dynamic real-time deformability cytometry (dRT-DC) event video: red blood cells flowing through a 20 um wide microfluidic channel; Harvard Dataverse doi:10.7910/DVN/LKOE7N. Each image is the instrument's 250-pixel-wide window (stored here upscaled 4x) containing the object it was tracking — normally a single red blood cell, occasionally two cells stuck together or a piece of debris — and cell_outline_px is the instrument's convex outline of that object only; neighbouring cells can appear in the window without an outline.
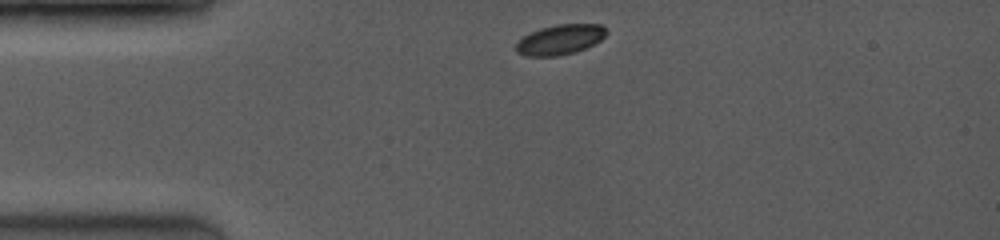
{"species": "common noctule bat (a hibernating species)", "species_latin": "Nyctalus noctula", "temperature_condition": "room temperature", "stored_images_in_passage": 19, "camera_frame_rate_fps": 3500, "um_per_image_px": 0.085, "animal": {"sex": "female", "body_mass_g": 19.0, "forearm_length_mm": 53.3}, "frame": {"image": 1, "passage_image": 1, "time_ms": 0.0, "image_size_px": [1000, 240], "cell_outline_px": [[608, 32], [600, 40], [576, 52], [556, 56], [528, 56], [516, 52], [516, 44], [524, 36], [540, 28], [556, 24], [600, 24]], "centroid_in_image_um": [47.6, 3.36], "position_along_channel_um": 37.4, "area_um2": 15.61}}
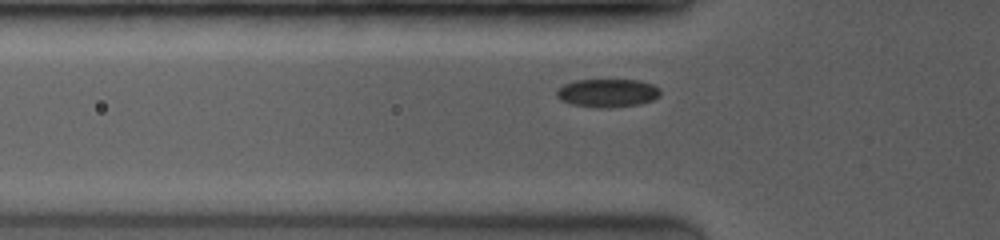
{"frame": {"image": 2, "passage_image": 6, "time_ms": 1.714, "image_size_px": [1000, 240], "cell_outline_px": [[660, 96], [652, 100], [640, 104], [612, 108], [592, 108], [572, 104], [560, 100], [556, 96], [556, 92], [564, 84], [576, 80], [640, 80], [652, 84], [660, 88]], "centroid_in_image_um": [51.65, 7.92], "position_along_channel_um": 74.2, "area_um2": 17.28}}
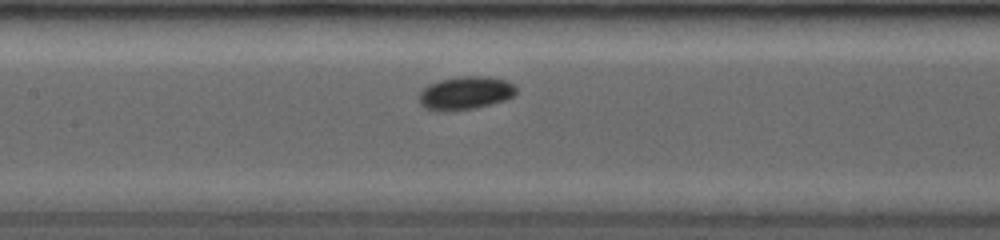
{"frame": {"image": 3, "passage_image": 12, "time_ms": 4.0, "image_size_px": [1000, 240], "cell_outline_px": [[516, 92], [512, 96], [504, 100], [476, 108], [444, 112], [436, 112], [424, 108], [420, 104], [420, 92], [428, 84], [440, 80], [460, 76], [488, 76], [504, 80], [516, 84]], "centroid_in_image_um": [39.54, 7.92], "position_along_channel_um": 167.9, "area_um2": 18.96}}